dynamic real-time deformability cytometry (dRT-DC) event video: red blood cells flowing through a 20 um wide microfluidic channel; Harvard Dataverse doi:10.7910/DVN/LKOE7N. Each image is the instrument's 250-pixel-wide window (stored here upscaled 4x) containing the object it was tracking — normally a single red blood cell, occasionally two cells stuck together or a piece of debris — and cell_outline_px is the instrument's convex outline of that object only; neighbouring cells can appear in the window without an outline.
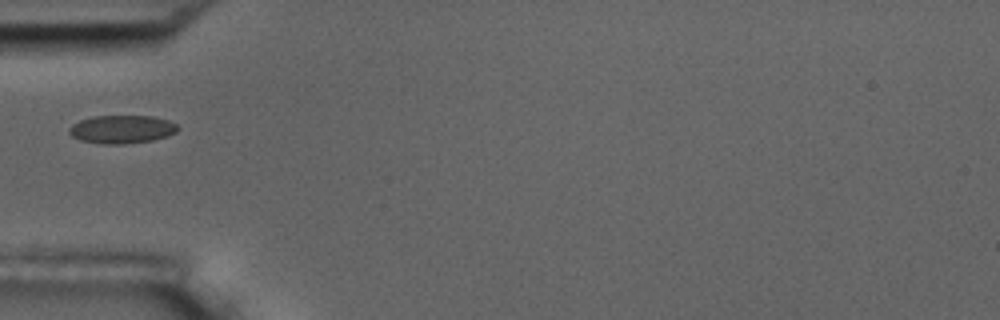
{"species": "common noctule bat (a hibernating species)", "species_latin": "Nyctalus noctula", "temperature_condition": "room temperature", "stored_images_in_passage": 39, "camera_frame_rate_fps": 3000, "um_per_image_px": 0.085, "animal": {"sex": "male", "body_mass_g": 17.5, "forearm_length_mm": 52.3}, "frame": {"image": 1, "passage_image": 1, "time_ms": 0.0, "image_size_px": [1000, 320], "cell_outline_px": [[180, 128], [176, 132], [168, 136], [152, 140], [124, 144], [104, 144], [80, 140], [72, 136], [68, 132], [68, 128], [72, 124], [80, 120], [92, 116], [152, 116], [168, 120], [176, 124]], "centroid_in_image_um": [10.35, 10.99], "position_along_channel_um": 74.6, "area_um2": 17.92}}
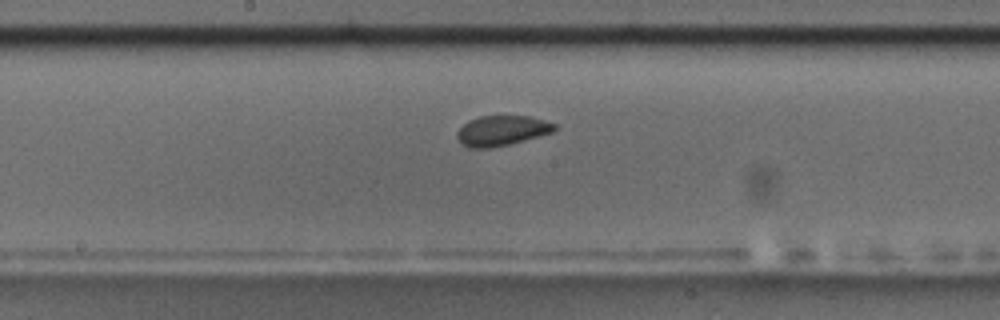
{"frame": {"image": 2, "passage_image": 12, "time_ms": 3.667, "image_size_px": [1000, 320], "cell_outline_px": [[556, 128], [552, 132], [524, 140], [492, 148], [468, 148], [460, 144], [456, 136], [456, 132], [468, 120], [480, 116], [532, 116], [556, 124]], "centroid_in_image_um": [42.61, 11.1], "position_along_channel_um": 205.6, "area_um2": 17.17}}
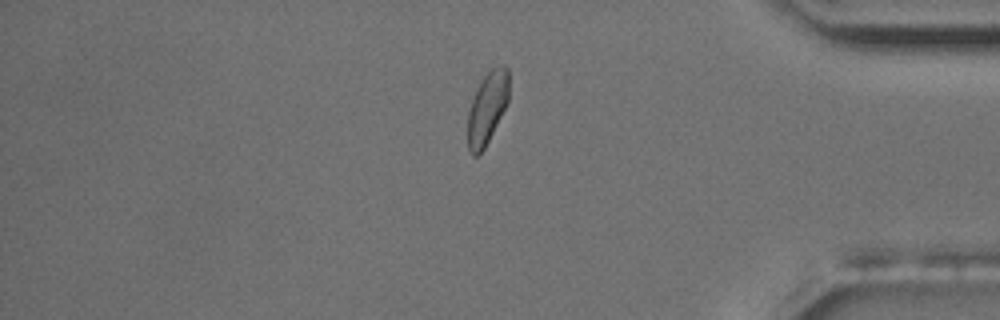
{"frame": {"image": 3, "passage_image": 30, "time_ms": 9.667, "image_size_px": [1000, 320], "cell_outline_px": [[508, 104], [484, 148], [476, 156], [472, 156], [468, 148], [468, 112], [480, 72], [496, 64], [504, 64], [508, 68]], "centroid_in_image_um": [41.41, 9.03], "position_along_channel_um": 393.8, "area_um2": 18.09}}